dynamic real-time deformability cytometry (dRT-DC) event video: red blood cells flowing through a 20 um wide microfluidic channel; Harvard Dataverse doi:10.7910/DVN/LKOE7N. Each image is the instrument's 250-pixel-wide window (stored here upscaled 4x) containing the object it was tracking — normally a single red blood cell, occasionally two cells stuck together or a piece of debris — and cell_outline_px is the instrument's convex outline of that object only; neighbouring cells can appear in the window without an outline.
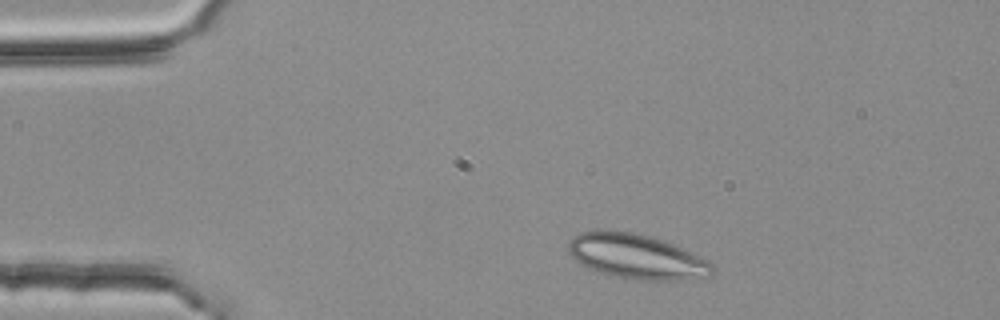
{"species": "common noctule bat (a hibernating species)", "species_latin": "Nyctalus noctula", "temperature_condition": "room temperature", "stored_images_in_passage": 2, "camera_frame_rate_fps": 3000, "um_per_image_px": 0.085, "animal": {"sex": "female", "body_mass_g": 25.1}, "frame": {"image": 1, "passage_image": 1, "time_ms": 0.0, "image_size_px": [1000, 320], "cell_outline_px": [[712, 272], [708, 276], [680, 280], [640, 280], [616, 276], [600, 272], [588, 268], [580, 264], [568, 252], [568, 244], [572, 236], [580, 232], [600, 228], [604, 228], [632, 232], [652, 236], [664, 240], [708, 260], [712, 264]], "centroid_in_image_um": [54.04, 21.77], "position_along_channel_um": 31.0, "area_um2": 37.8}}